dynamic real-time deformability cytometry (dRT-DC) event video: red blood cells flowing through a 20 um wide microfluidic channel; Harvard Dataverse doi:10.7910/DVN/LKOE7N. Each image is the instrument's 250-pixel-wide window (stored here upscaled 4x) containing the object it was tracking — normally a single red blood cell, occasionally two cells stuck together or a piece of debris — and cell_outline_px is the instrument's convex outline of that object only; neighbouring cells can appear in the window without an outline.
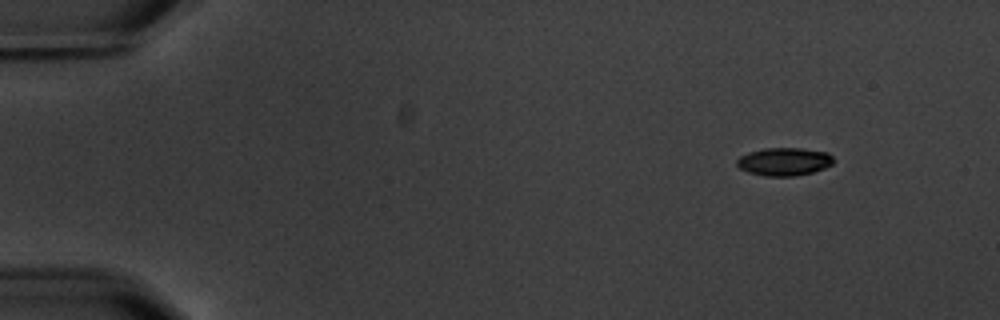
{"species": "common noctule bat (a hibernating species)", "species_latin": "Nyctalus noctula", "temperature_condition": "warm", "stored_images_in_passage": 2, "camera_frame_rate_fps": 3000, "um_per_image_px": 0.085, "animal": {"sex": "male", "body_mass_g": 20.1, "forearm_length_mm": 53.5}, "frame": {"image": 1, "passage_image": 2, "time_ms": 2.0, "image_size_px": [1000, 320], "cell_outline_px": [[836, 160], [832, 164], [824, 168], [812, 172], [796, 176], [764, 176], [748, 172], [740, 168], [736, 164], [736, 160], [740, 156], [748, 152], [764, 148], [800, 148], [828, 152]], "centroid_in_image_um": [66.66, 13.73], "position_along_channel_um": 18.3, "area_um2": 15.9}}